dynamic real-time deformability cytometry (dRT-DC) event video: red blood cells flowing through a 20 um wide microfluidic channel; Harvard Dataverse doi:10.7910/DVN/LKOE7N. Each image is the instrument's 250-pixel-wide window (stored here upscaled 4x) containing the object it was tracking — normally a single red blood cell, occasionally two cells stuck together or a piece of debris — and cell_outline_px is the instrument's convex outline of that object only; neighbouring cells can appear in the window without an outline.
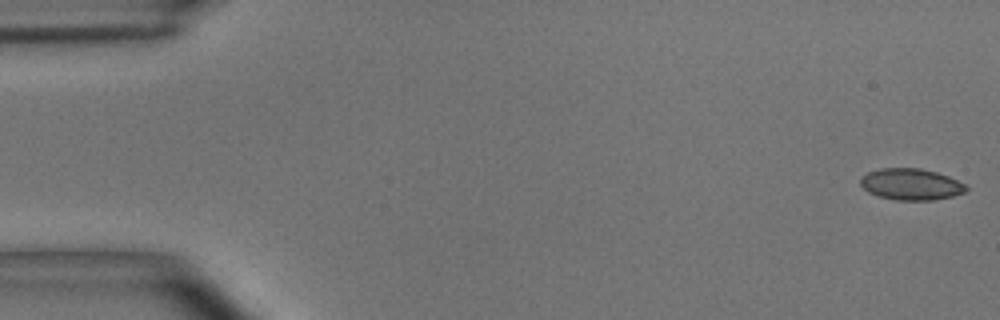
{"species": "common noctule bat (a hibernating species)", "species_latin": "Nyctalus noctula", "temperature_condition": "room temperature", "stored_images_in_passage": 5, "camera_frame_rate_fps": 3000, "um_per_image_px": 0.085, "animal": {"sex": "male", "body_mass_g": 15.6}, "frame": {"image": 1, "passage_image": 1, "time_ms": 0.0, "image_size_px": [1000, 320], "cell_outline_px": [[968, 188], [964, 192], [952, 196], [932, 200], [896, 200], [880, 196], [868, 192], [860, 184], [860, 180], [868, 172], [880, 168], [920, 168], [936, 172], [948, 176], [964, 184]], "centroid_in_image_um": [77.43, 15.66], "position_along_channel_um": 7.6, "area_um2": 19.13}}
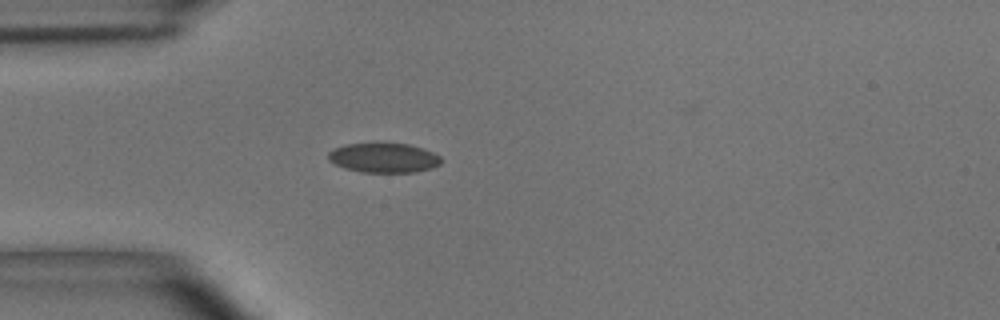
{"frame": {"image": 2, "passage_image": 5, "time_ms": 1.333, "image_size_px": [1000, 320], "cell_outline_px": [[444, 160], [440, 164], [432, 168], [416, 172], [360, 172], [344, 168], [328, 160], [328, 152], [332, 148], [344, 144], [376, 140], [408, 144], [424, 148], [440, 156]], "centroid_in_image_um": [32.59, 13.36], "position_along_channel_um": 52.4, "area_um2": 20.46}}